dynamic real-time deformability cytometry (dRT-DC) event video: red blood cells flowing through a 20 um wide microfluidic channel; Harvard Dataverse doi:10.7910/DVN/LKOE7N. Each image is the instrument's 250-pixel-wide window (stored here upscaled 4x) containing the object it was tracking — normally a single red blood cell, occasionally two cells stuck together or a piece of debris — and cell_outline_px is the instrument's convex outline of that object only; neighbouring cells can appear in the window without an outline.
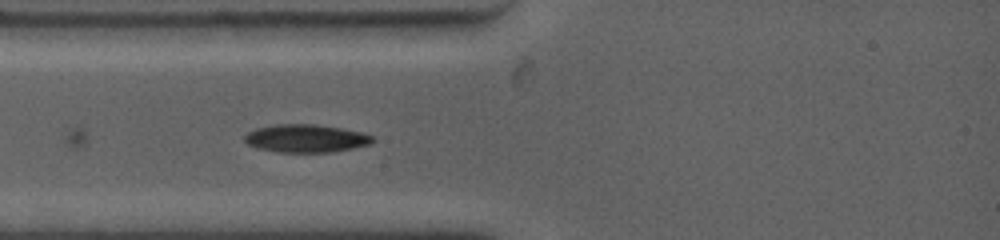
{"species": "common noctule bat (a hibernating species)", "species_latin": "Nyctalus noctula", "temperature_condition": "warm", "stored_images_in_passage": 34, "camera_frame_rate_fps": 4500, "um_per_image_px": 0.085, "animal": {"sex": "female", "body_mass_g": 19.0, "forearm_length_mm": 53.3}, "frame": {"image": 1, "passage_image": 1, "time_ms": 0.0, "image_size_px": [1000, 240], "cell_outline_px": [[376, 140], [372, 144], [332, 152], [276, 152], [260, 148], [248, 144], [244, 140], [244, 136], [248, 132], [256, 128], [276, 124], [316, 124], [340, 128], [360, 132], [372, 136]], "centroid_in_image_um": [26.01, 11.76], "position_along_channel_um": 59.0, "area_um2": 20.81}}
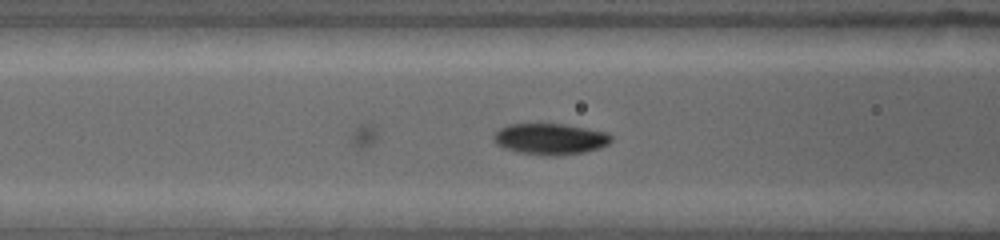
{"frame": {"image": 2, "passage_image": 5, "time_ms": 1.556, "image_size_px": [1000, 240], "cell_outline_px": [[612, 140], [608, 144], [600, 148], [584, 152], [556, 156], [548, 156], [520, 152], [504, 148], [496, 144], [492, 140], [492, 136], [500, 128], [508, 124], [564, 124], [608, 132], [612, 136]], "centroid_in_image_um": [46.77, 11.81], "position_along_channel_um": 119.8, "area_um2": 21.44}}
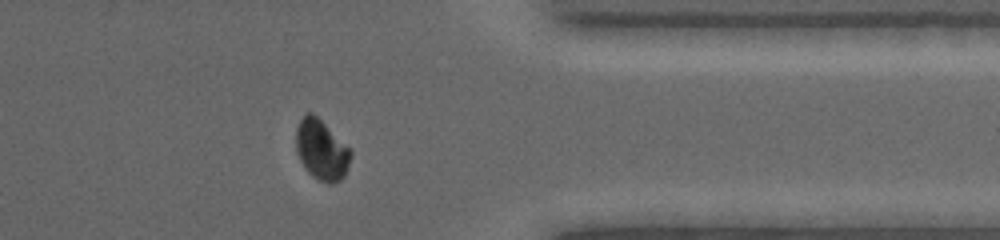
{"frame": {"image": 3, "passage_image": 26, "time_ms": 8.667, "image_size_px": [1000, 240], "cell_outline_px": [[352, 156], [348, 168], [344, 176], [340, 180], [332, 184], [328, 184], [312, 176], [304, 168], [300, 160], [296, 148], [296, 128], [300, 120], [308, 112], [312, 112], [352, 148]], "centroid_in_image_um": [27.36, 12.75], "position_along_channel_um": 384.0, "area_um2": 19.48}}